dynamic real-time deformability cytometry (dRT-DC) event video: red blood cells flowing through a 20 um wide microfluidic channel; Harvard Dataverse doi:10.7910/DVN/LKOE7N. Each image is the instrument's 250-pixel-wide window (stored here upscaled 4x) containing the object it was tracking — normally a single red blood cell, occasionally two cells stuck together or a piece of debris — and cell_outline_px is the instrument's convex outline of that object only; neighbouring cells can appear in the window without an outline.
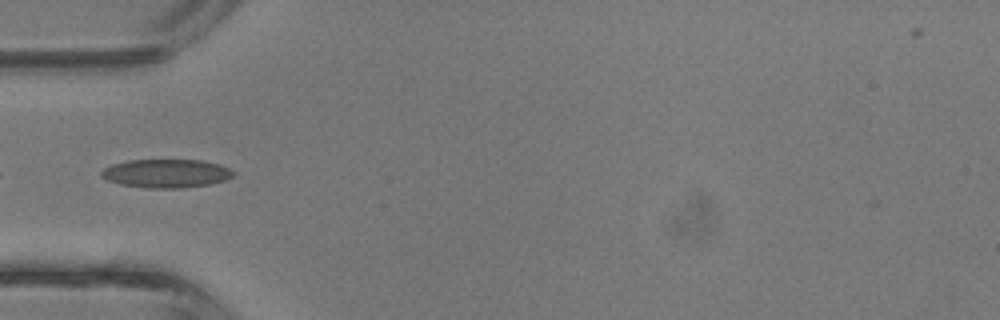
{"species": "common noctule bat (a hibernating species)", "species_latin": "Nyctalus noctula", "temperature_condition": "room temperature", "stored_images_in_passage": 4, "camera_frame_rate_fps": 3000, "um_per_image_px": 0.085, "animal": {"sex": "male", "body_mass_g": 13.3}, "frame": {"image": 1, "passage_image": 4, "time_ms": 1.0, "image_size_px": [1000, 320], "cell_outline_px": [[236, 172], [232, 176], [224, 180], [208, 184], [180, 188], [148, 188], [120, 184], [108, 180], [100, 176], [100, 172], [104, 168], [112, 164], [128, 160], [200, 160], [220, 164]], "centroid_in_image_um": [14.11, 14.73], "position_along_channel_um": 70.9, "area_um2": 21.85}}